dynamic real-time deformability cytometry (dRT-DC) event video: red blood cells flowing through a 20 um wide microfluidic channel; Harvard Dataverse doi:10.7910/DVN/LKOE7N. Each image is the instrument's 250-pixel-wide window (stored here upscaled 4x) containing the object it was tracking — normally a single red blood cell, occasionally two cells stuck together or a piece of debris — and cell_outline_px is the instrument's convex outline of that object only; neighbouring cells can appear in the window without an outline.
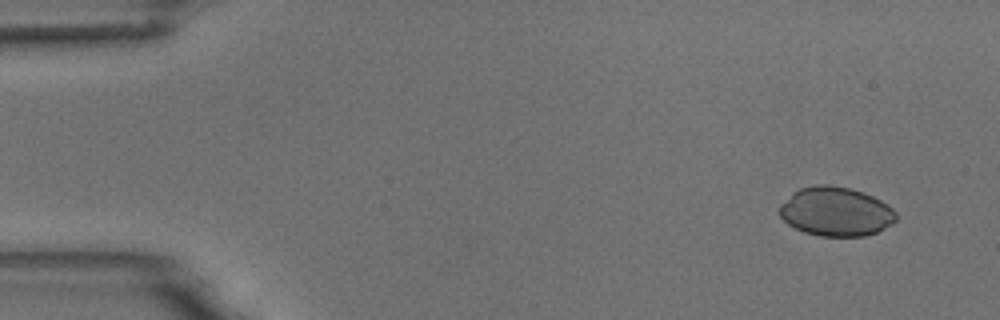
{"species": "common noctule bat (a hibernating species)", "species_latin": "Nyctalus noctula", "temperature_condition": "room temperature", "stored_images_in_passage": 5, "camera_frame_rate_fps": 3000, "um_per_image_px": 0.085, "animal": {"sex": "male", "body_mass_g": 18.8}, "frame": {"image": 1, "passage_image": 1, "time_ms": 0.0, "image_size_px": [1000, 320], "cell_outline_px": [[896, 220], [892, 224], [876, 232], [864, 236], [820, 236], [804, 232], [788, 224], [780, 216], [780, 204], [792, 192], [800, 188], [816, 184], [828, 184], [848, 188], [864, 192], [880, 200], [892, 208], [896, 212]], "centroid_in_image_um": [71.03, 17.98], "position_along_channel_um": 14.0, "area_um2": 33.35}}